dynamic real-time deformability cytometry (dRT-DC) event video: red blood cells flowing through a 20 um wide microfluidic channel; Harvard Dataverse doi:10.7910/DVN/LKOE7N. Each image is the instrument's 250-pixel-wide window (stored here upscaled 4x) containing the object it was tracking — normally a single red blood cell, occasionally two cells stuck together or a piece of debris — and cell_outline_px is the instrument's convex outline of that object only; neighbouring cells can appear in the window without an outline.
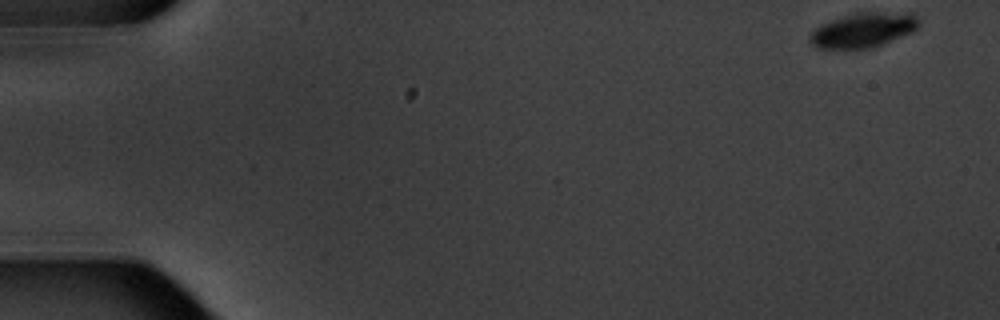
{"species": "common noctule bat (a hibernating species)", "species_latin": "Nyctalus noctula", "temperature_condition": "warm", "stored_images_in_passage": 5, "camera_frame_rate_fps": 3000, "um_per_image_px": 0.085, "animal": {"sex": "male", "body_mass_g": 20.1, "forearm_length_mm": 53.5}, "frame": {"image": 1, "passage_image": 1, "time_ms": 0.0, "image_size_px": [1000, 320], "cell_outline_px": [[920, 24], [912, 32], [872, 48], [816, 48], [808, 40], [808, 36], [820, 24], [856, 12], [912, 12], [920, 20]], "centroid_in_image_um": [73.4, 2.54], "position_along_channel_um": 11.6, "area_um2": 22.08}}